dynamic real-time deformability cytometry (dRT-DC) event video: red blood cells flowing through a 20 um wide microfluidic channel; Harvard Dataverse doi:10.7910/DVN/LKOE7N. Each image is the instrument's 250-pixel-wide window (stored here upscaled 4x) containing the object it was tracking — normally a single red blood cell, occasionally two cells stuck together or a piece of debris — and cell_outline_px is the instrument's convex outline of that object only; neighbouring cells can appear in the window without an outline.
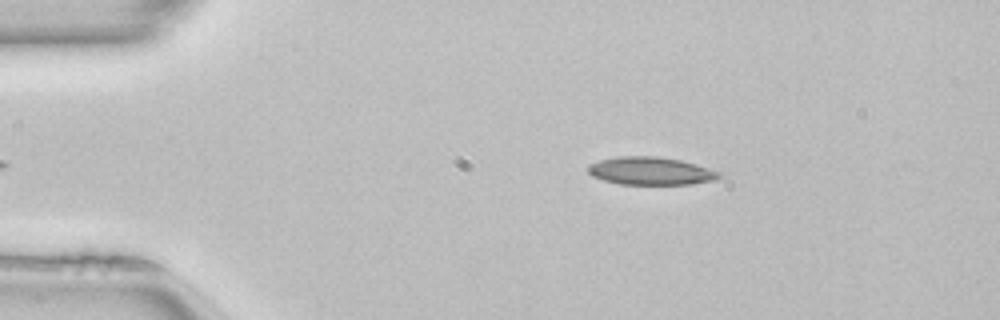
{"species": "common noctule bat (a hibernating species)", "species_latin": "Nyctalus noctula", "temperature_condition": "room temperature", "stored_images_in_passage": 44, "camera_frame_rate_fps": 3000, "um_per_image_px": 0.085, "animal": {"sex": "female", "body_mass_g": 22.7, "forearm_length_mm": 54.2}, "frame": {"image": 1, "passage_image": 3, "time_ms": 0.667, "image_size_px": [1000, 320], "cell_outline_px": [[724, 176], [716, 180], [692, 184], [620, 184], [604, 180], [592, 176], [588, 172], [588, 168], [592, 164], [600, 160], [616, 156], [656, 156], [680, 160], [696, 164], [720, 172]], "centroid_in_image_um": [55.35, 14.53], "position_along_channel_um": 29.6, "area_um2": 21.27}}
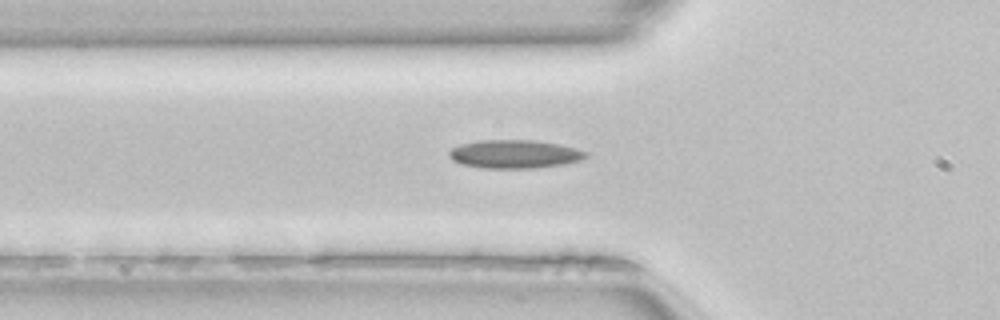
{"frame": {"image": 2, "passage_image": 11, "time_ms": 3.333, "image_size_px": [1000, 320], "cell_outline_px": [[588, 156], [580, 160], [564, 164], [536, 168], [480, 168], [460, 164], [452, 160], [448, 156], [448, 152], [452, 148], [460, 144], [480, 140], [532, 140], [556, 144], [576, 148], [588, 152]], "centroid_in_image_um": [43.7, 13.1], "position_along_channel_um": 82.1, "area_um2": 22.72}}